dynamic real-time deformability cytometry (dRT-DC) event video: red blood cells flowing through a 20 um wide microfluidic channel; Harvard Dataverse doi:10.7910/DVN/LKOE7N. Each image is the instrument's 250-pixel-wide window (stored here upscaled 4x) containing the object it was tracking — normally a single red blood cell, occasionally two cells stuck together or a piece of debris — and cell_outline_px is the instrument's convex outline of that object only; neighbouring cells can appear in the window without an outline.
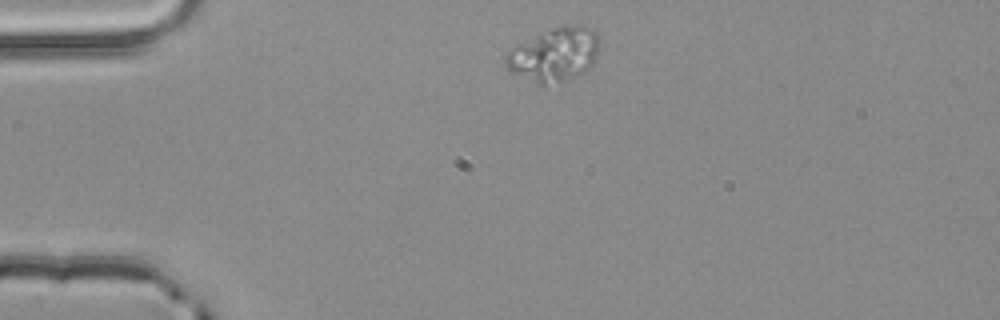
{"species": "common noctule bat (a hibernating species)", "species_latin": "Nyctalus noctula", "temperature_condition": "room temperature", "stored_images_in_passage": 2, "camera_frame_rate_fps": 3000, "um_per_image_px": 0.085, "animal": {"sex": "male", "body_mass_g": 20.4}, "frame": {"image": 1, "passage_image": 1, "time_ms": 0.0, "image_size_px": [1000, 320], "cell_outline_px": [[600, 40], [596, 60], [592, 64], [580, 72], [572, 76], [560, 80], [544, 84], [536, 84], [508, 72], [504, 64], [504, 56], [516, 44], [540, 32], [564, 24], [576, 24], [596, 28], [600, 36]], "centroid_in_image_um": [47.09, 4.57], "position_along_channel_um": 37.9, "area_um2": 29.71}}